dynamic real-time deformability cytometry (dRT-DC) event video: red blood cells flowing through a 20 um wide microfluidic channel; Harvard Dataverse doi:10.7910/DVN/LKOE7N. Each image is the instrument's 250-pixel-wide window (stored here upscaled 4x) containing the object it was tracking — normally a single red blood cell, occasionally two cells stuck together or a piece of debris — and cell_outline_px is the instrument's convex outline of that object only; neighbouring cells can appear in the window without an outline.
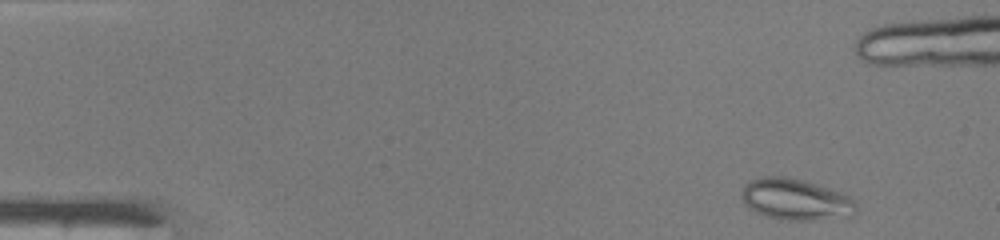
{"species": "common noctule bat (a hibernating species)", "species_latin": "Nyctalus noctula", "temperature_condition": "warm", "stored_images_in_passage": 46, "camera_frame_rate_fps": 3000, "um_per_image_px": 0.085, "animal": {"sex": "male", "body_mass_g": 19.0, "forearm_length_mm": 50.8}, "frame": {"image": 1, "passage_image": 2, "time_ms": 0.333, "image_size_px": [1000, 240], "cell_outline_px": [[856, 208], [852, 216], [848, 220], [788, 220], [768, 216], [756, 212], [748, 208], [744, 204], [744, 188], [752, 180], [764, 176], [784, 176], [804, 180], [840, 192], [848, 196], [856, 204]], "centroid_in_image_um": [67.72, 16.99], "position_along_channel_um": 17.3, "area_um2": 27.57}}
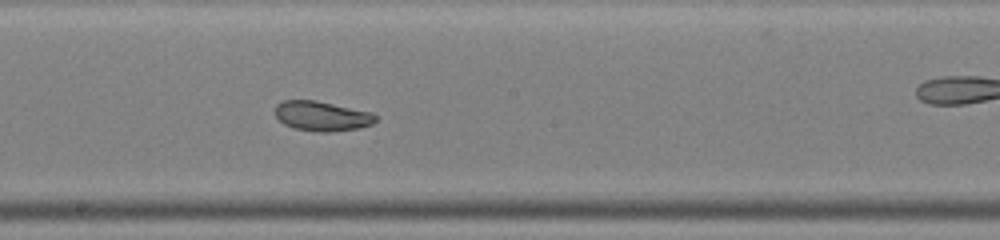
{"frame": {"image": 2, "passage_image": 24, "time_ms": 7.667, "image_size_px": [1000, 240], "cell_outline_px": [[376, 120], [372, 124], [360, 128], [328, 132], [320, 132], [296, 128], [284, 124], [276, 116], [276, 104], [280, 100], [316, 100], [372, 112], [376, 116]], "centroid_in_image_um": [27.37, 9.85], "position_along_channel_um": 220.8, "area_um2": 17.4}}
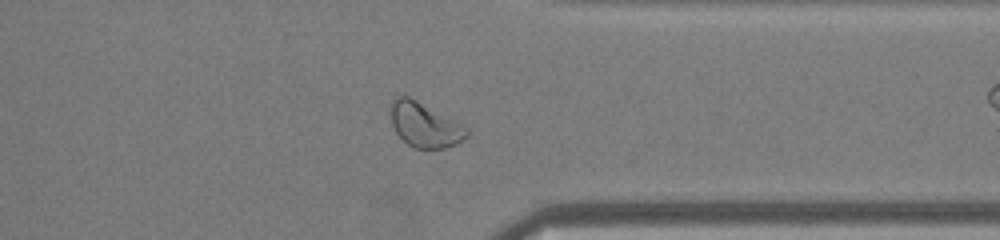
{"frame": {"image": 3, "passage_image": 35, "time_ms": 11.333, "image_size_px": [1000, 240], "cell_outline_px": [[468, 136], [464, 140], [456, 144], [444, 148], [416, 148], [408, 144], [396, 132], [392, 124], [392, 100], [396, 96], [408, 96], [416, 100], [468, 128]], "centroid_in_image_um": [36.11, 10.63], "position_along_channel_um": 375.3, "area_um2": 19.25}, "authors_computed_cell_mechanics": {"area_um2": 22.8599, "velocity_mm_per_s": 4.2606, "shape_relaxation_time_tau1_ms": null, "shape_relaxation_time_tau2_ms": 1.8508, "deformation_change_tau1": null, "deformation_change_tau2": 0.0726}}